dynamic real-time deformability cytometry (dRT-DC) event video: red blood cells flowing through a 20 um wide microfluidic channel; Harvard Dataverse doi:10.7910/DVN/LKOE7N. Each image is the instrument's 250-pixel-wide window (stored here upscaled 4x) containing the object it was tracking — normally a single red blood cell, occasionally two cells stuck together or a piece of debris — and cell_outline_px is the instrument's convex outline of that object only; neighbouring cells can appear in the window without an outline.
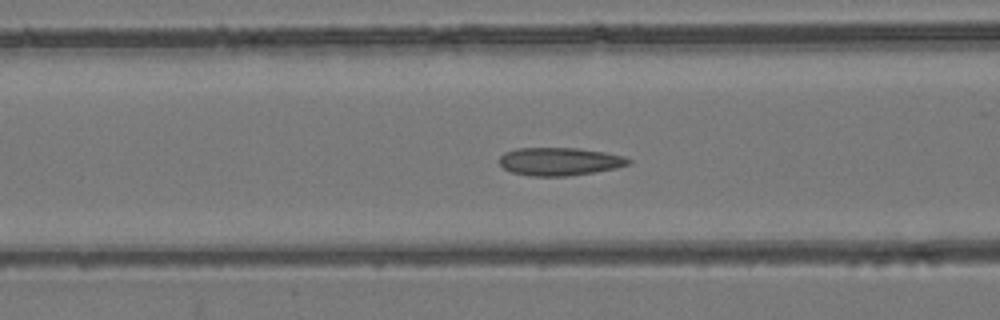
{"species": "common noctule bat (a hibernating species)", "species_latin": "Nyctalus noctula", "temperature_condition": "room temperature", "stored_images_in_passage": 56, "camera_frame_rate_fps": 3000, "um_per_image_px": 0.085, "animal": {"sex": "female", "body_mass_g": 24.6, "forearm_length_mm": 56.2}, "frame": {"image": 1, "passage_image": 23, "time_ms": 7.333, "image_size_px": [1000, 320], "cell_outline_px": [[632, 160], [628, 164], [616, 168], [568, 176], [532, 176], [512, 172], [504, 168], [500, 164], [500, 156], [504, 152], [516, 148], [576, 148], [604, 152], [624, 156]], "centroid_in_image_um": [47.55, 13.72], "position_along_channel_um": 119.1, "area_um2": 20.92}}
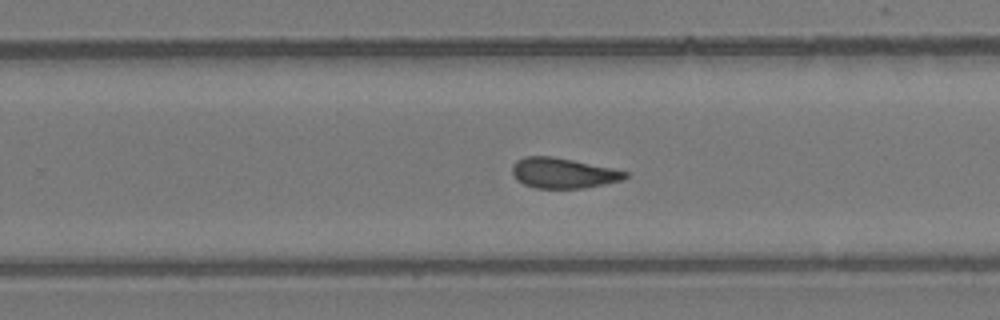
{"frame": {"image": 2, "passage_image": 36, "time_ms": 11.667, "image_size_px": [1000, 320], "cell_outline_px": [[628, 176], [624, 180], [584, 188], [536, 188], [524, 184], [516, 180], [512, 172], [512, 164], [516, 160], [524, 156], [552, 156], [612, 168], [628, 172]], "centroid_in_image_um": [47.85, 14.71], "position_along_channel_um": 282.0, "area_um2": 20.0}}
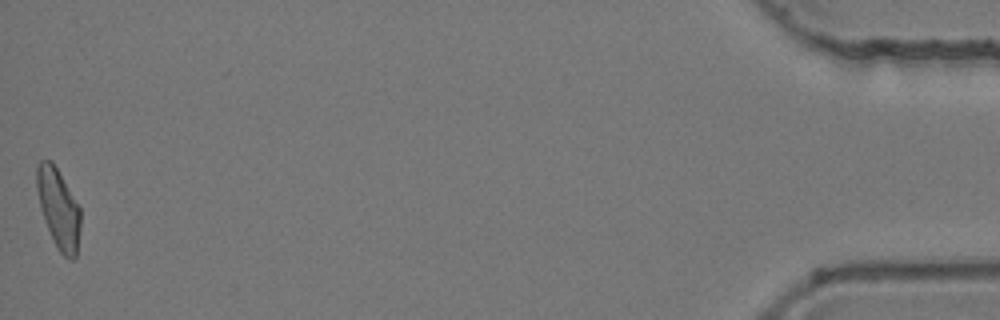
{"frame": {"image": 3, "passage_image": 56, "time_ms": 18.333, "image_size_px": [1000, 320], "cell_outline_px": [[80, 228], [76, 256], [72, 260], [68, 260], [56, 248], [48, 228], [40, 204], [36, 188], [36, 164], [40, 160], [52, 160], [80, 208]], "centroid_in_image_um": [4.97, 17.72], "position_along_channel_um": 430.2, "area_um2": 20.11}, "authors_computed_cell_mechanics": {"area_um2": 20.6924, "velocity_mm_per_s": 3.7636, "shape_relaxation_time_tau1_ms": null, "shape_relaxation_time_tau2_ms": 2.7082, "deformation_change_tau1": null, "deformation_change_tau2": 0.0904}}